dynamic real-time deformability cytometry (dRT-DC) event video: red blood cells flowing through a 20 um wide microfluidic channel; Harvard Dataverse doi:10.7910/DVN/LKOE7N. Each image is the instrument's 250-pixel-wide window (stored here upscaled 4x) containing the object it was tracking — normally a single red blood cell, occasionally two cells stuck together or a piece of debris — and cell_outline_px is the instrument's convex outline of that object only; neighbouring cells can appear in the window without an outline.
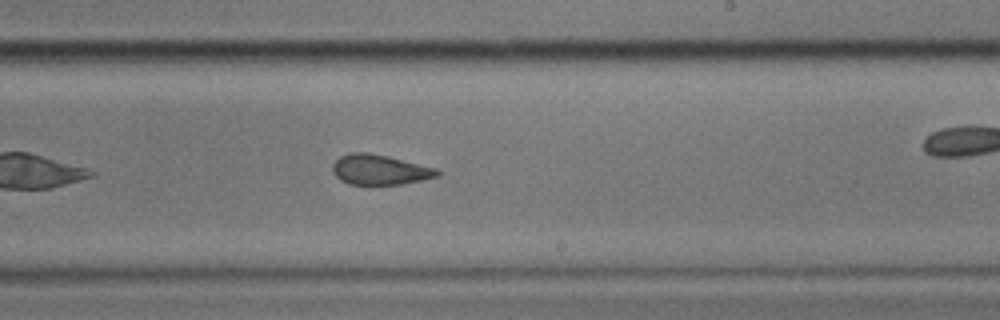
{"species": "common noctule bat (a hibernating species)", "species_latin": "Nyctalus noctula", "temperature_condition": "cold", "stored_images_in_passage": 34, "camera_frame_rate_fps": 3000, "um_per_image_px": 0.085, "animal": {"sex": "male", "body_mass_g": 17.9}, "frame": {"image": 1, "passage_image": 20, "time_ms": 6.333, "image_size_px": [1000, 320], "cell_outline_px": [[440, 176], [424, 180], [404, 184], [348, 184], [340, 180], [332, 172], [332, 164], [340, 156], [348, 152], [368, 152], [388, 156], [440, 168]], "centroid_in_image_um": [32.32, 14.42], "position_along_channel_um": 256.7, "area_um2": 18.79}, "authors_computed_cell_mechanics": {"area_um2": 19.3341, "velocity_mm_per_s": 3.5673, "shape_relaxation_time_tau1_ms": 4.5038, "shape_relaxation_time_tau2_ms": 2.0482, "deformation_change_tau1": 0.0982, "deformation_change_tau2": 0.0721}}